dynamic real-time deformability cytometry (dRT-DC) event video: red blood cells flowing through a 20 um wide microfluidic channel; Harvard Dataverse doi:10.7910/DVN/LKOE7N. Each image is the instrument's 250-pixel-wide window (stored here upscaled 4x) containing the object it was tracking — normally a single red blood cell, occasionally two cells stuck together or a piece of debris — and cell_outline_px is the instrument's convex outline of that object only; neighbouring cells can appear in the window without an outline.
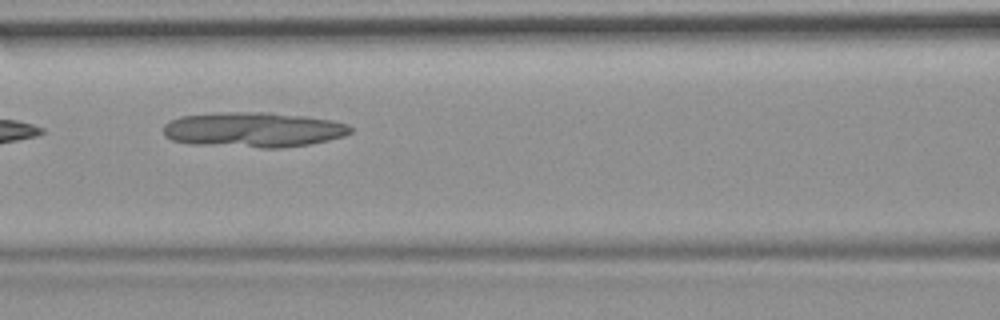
{"species": "common noctule bat (a hibernating species)", "species_latin": "Nyctalus noctula", "temperature_condition": "room temperature", "stored_images_in_passage": 7, "camera_frame_rate_fps": 3000, "um_per_image_px": 0.085, "animal": {"sex": "female", "body_mass_g": 19.9}, "frame": {"image": 1, "passage_image": 6, "time_ms": 6.667, "image_size_px": [1000, 320], "cell_outline_px": [[352, 132], [344, 136], [328, 140], [308, 144], [284, 148], [260, 148], [192, 144], [172, 140], [164, 136], [164, 124], [180, 116], [220, 112], [268, 112], [304, 116], [332, 120], [348, 124], [352, 128]], "centroid_in_image_um": [21.54, 11.03], "position_along_channel_um": 145.1, "area_um2": 38.49}}